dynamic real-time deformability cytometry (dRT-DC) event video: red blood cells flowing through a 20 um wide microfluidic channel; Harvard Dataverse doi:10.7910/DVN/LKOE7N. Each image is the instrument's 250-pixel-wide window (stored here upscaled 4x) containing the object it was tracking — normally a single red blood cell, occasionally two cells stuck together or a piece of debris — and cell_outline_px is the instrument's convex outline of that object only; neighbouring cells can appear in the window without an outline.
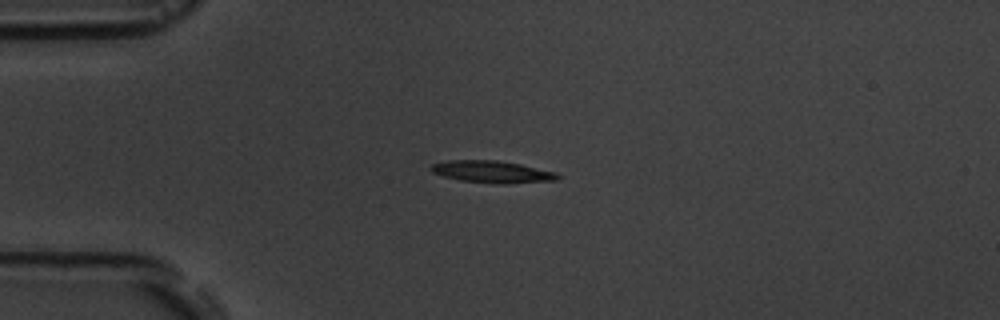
{"species": "common noctule bat (a hibernating species)", "species_latin": "Nyctalus noctula", "temperature_condition": "room temperature", "stored_images_in_passage": 4, "camera_frame_rate_fps": 3000, "um_per_image_px": 0.085, "animal": {"sex": "male", "body_mass_g": 19.5, "forearm_length_mm": 54.6}, "frame": {"image": 1, "passage_image": 3, "time_ms": 2.667, "image_size_px": [1000, 320], "cell_outline_px": [[560, 176], [556, 180], [504, 184], [500, 184], [460, 180], [444, 176], [432, 172], [432, 164], [448, 160], [496, 160], [520, 164], [556, 172]], "centroid_in_image_um": [41.85, 14.6], "position_along_channel_um": 43.2, "area_um2": 16.07}}